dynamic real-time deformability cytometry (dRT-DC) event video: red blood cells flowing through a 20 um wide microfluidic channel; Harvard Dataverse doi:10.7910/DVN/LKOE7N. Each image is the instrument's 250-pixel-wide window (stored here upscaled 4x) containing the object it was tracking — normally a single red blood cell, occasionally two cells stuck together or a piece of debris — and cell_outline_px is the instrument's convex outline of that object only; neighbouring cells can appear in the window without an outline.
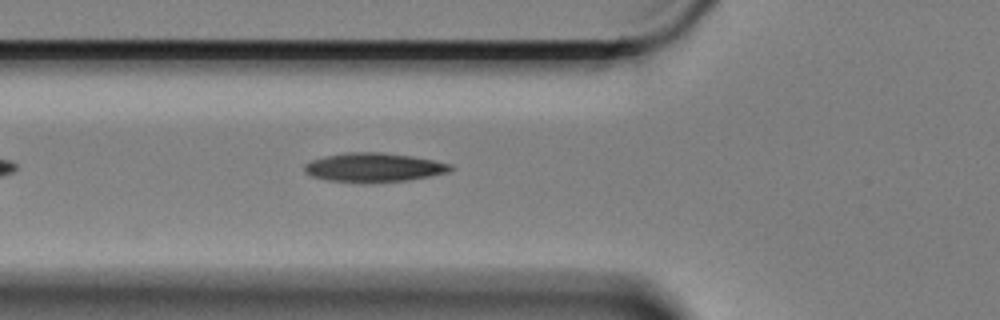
{"species": "Egyptian fruit bat (a non-hibernating species)", "species_latin": "Rousettus aegyptiacus", "temperature_condition": "cold", "stored_images_in_passage": 21, "camera_frame_rate_fps": 3000, "um_per_image_px": 0.085, "animal": {"sex": "female"}, "frame": {"image": 1, "passage_image": 6, "time_ms": 1.667, "image_size_px": [1000, 320], "cell_outline_px": [[452, 168], [448, 172], [408, 180], [364, 184], [328, 180], [312, 176], [304, 172], [304, 164], [312, 160], [324, 156], [344, 152], [380, 152], [412, 156], [452, 164]], "centroid_in_image_um": [31.73, 14.24], "position_along_channel_um": 94.1, "area_um2": 24.91}}
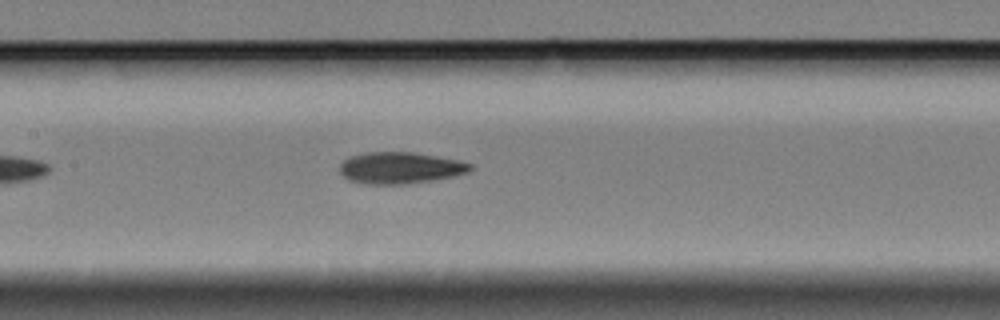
{"frame": {"image": 2, "passage_image": 13, "time_ms": 4.0, "image_size_px": [1000, 320], "cell_outline_px": [[476, 168], [468, 172], [452, 176], [432, 180], [408, 184], [368, 184], [348, 180], [340, 172], [340, 164], [348, 156], [368, 152], [412, 152], [460, 160], [472, 164]], "centroid_in_image_um": [34.03, 14.26], "position_along_channel_um": 173.4, "area_um2": 24.1}}
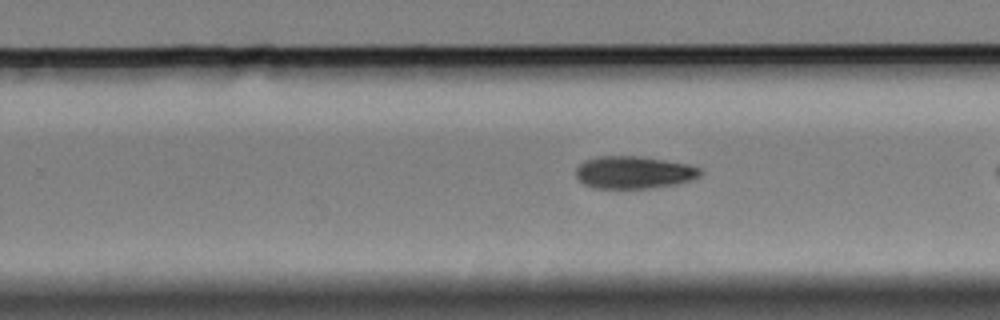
{"frame": {"image": 3, "passage_image": 19, "time_ms": 6.0, "image_size_px": [1000, 320], "cell_outline_px": [[704, 172], [700, 176], [676, 184], [648, 188], [592, 188], [584, 184], [576, 176], [576, 168], [584, 160], [600, 156], [640, 156], [688, 164], [700, 168]], "centroid_in_image_um": [53.86, 14.65], "position_along_channel_um": 275.9, "area_um2": 23.47}}